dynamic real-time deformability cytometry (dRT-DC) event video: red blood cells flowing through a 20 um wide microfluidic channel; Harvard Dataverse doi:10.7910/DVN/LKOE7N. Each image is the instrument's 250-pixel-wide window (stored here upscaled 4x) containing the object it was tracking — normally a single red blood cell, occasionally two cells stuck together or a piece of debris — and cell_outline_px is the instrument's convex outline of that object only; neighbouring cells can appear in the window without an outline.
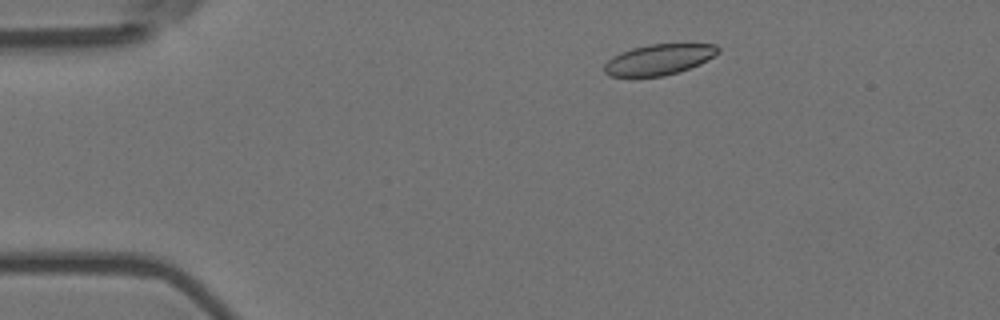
{"species": "Egyptian fruit bat (a non-hibernating species)", "species_latin": "Rousettus aegyptiacus", "temperature_condition": "room temperature", "stored_images_in_passage": 4, "camera_frame_rate_fps": 3000, "um_per_image_px": 0.085, "animal": {"sex": "female"}, "frame": {"image": 1, "passage_image": 2, "time_ms": 0.333, "image_size_px": [1000, 320], "cell_outline_px": [[720, 52], [700, 64], [680, 72], [664, 76], [608, 76], [604, 72], [604, 64], [612, 56], [620, 52], [632, 48], [652, 44], [716, 44], [720, 48]], "centroid_in_image_um": [56.01, 5.06], "position_along_channel_um": 29.0, "area_um2": 20.4}}